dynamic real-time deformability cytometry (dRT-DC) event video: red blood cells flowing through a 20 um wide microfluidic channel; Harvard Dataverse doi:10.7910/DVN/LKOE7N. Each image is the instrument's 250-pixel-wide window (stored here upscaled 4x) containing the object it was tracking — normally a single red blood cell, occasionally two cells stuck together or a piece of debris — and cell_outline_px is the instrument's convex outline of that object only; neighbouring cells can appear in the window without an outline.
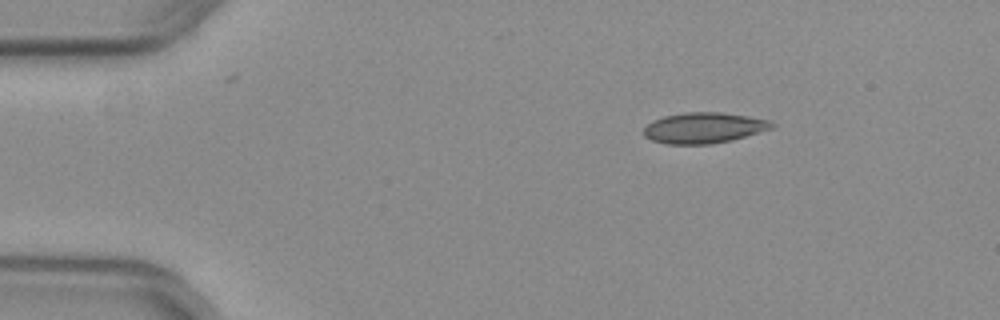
{"species": "common noctule bat (a hibernating species)", "species_latin": "Nyctalus noctula", "temperature_condition": "warm", "stored_images_in_passage": 45, "camera_frame_rate_fps": 3000, "um_per_image_px": 0.085, "animal": {"sex": "female", "body_mass_g": 29.2, "forearm_length_mm": 56.3}, "frame": {"image": 1, "passage_image": 1, "time_ms": 0.0, "image_size_px": [1000, 320], "cell_outline_px": [[776, 124], [772, 128], [732, 140], [712, 144], [668, 144], [652, 140], [644, 136], [644, 128], [652, 120], [664, 116], [684, 112], [720, 112], [748, 116], [768, 120]], "centroid_in_image_um": [59.81, 10.86], "position_along_channel_um": 25.2, "area_um2": 22.89}}
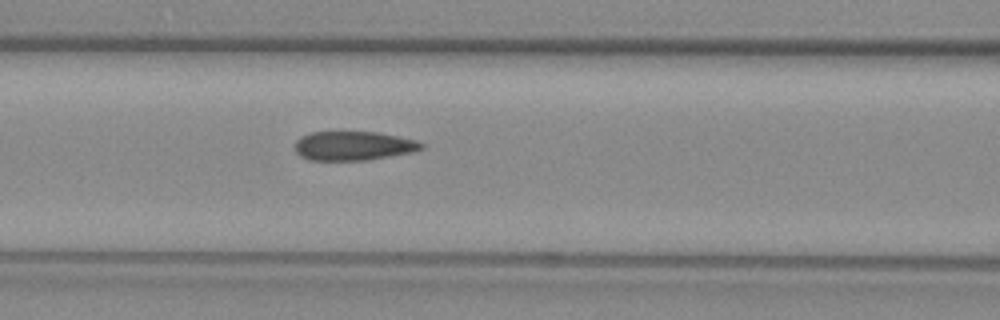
{"frame": {"image": 2, "passage_image": 15, "time_ms": 4.667, "image_size_px": [1000, 320], "cell_outline_px": [[424, 148], [412, 152], [368, 160], [308, 160], [300, 156], [296, 152], [292, 144], [300, 136], [312, 132], [376, 132], [416, 140], [424, 144]], "centroid_in_image_um": [29.99, 12.4], "position_along_channel_um": 136.6, "area_um2": 21.56}}
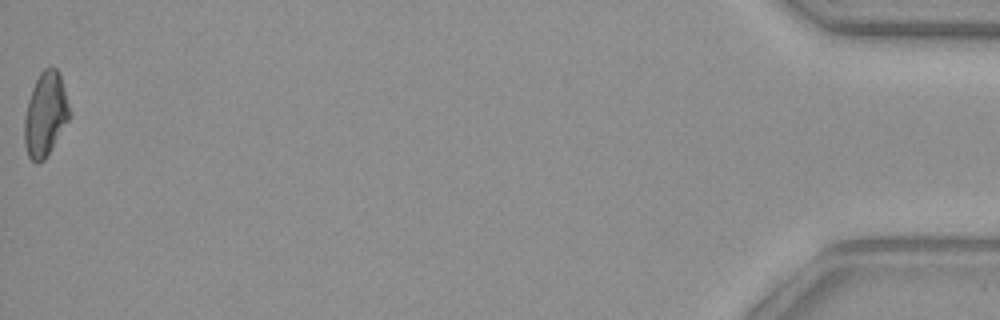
{"frame": {"image": 3, "passage_image": 45, "time_ms": 14.667, "image_size_px": [1000, 320], "cell_outline_px": [[68, 120], [44, 160], [36, 164], [28, 156], [24, 144], [24, 120], [28, 100], [32, 88], [40, 72], [44, 68], [56, 68], [60, 72], [68, 104]], "centroid_in_image_um": [3.83, 9.72], "position_along_channel_um": 431.4, "area_um2": 21.68}, "authors_computed_cell_mechanics": {"area_um2": 22.3108, "velocity_mm_per_s": 3.9801, "shape_relaxation_time_tau1_ms": null, "shape_relaxation_time_tau2_ms": 1.1051, "deformation_change_tau1": null, "deformation_change_tau2": 0.0523}}